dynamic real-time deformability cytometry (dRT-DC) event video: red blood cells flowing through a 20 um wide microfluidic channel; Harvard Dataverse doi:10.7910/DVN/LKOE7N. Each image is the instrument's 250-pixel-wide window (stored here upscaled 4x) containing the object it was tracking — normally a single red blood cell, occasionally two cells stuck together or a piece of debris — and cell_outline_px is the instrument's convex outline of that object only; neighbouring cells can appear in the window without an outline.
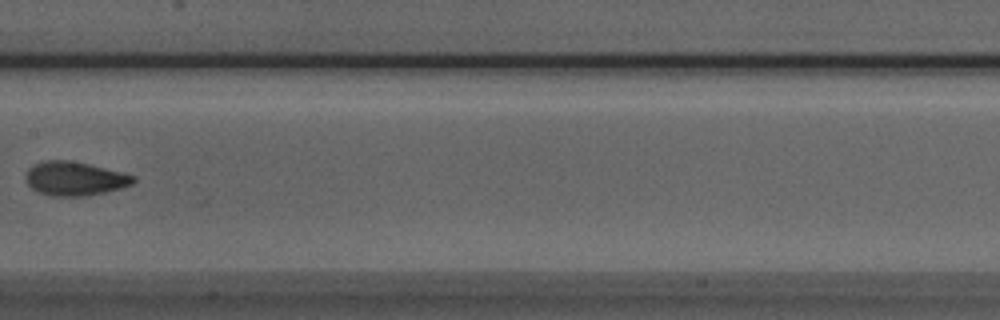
{"species": "Egyptian fruit bat (a non-hibernating species)", "species_latin": "Rousettus aegyptiacus", "temperature_condition": "room temperature", "stored_images_in_passage": 8, "camera_frame_rate_fps": 3000, "um_per_image_px": 0.085, "animal": {"sex": "male"}, "frame": {"image": 1, "passage_image": 7, "time_ms": 2.0, "image_size_px": [1000, 320], "cell_outline_px": [[136, 180], [132, 184], [120, 188], [104, 192], [84, 196], [52, 196], [40, 192], [32, 188], [24, 180], [24, 176], [28, 168], [32, 164], [44, 160], [68, 160], [88, 164], [124, 172], [136, 176]], "centroid_in_image_um": [6.33, 15.17], "position_along_channel_um": 201.1, "area_um2": 21.39}}
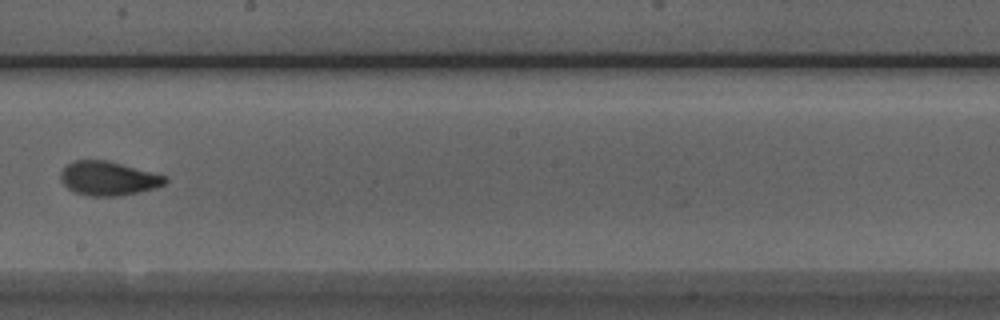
{"frame": {"image": 2, "passage_image": 8, "time_ms": 2.333, "image_size_px": [1000, 320], "cell_outline_px": [[168, 180], [164, 184], [156, 188], [140, 192], [120, 196], [88, 196], [76, 192], [68, 188], [60, 180], [60, 172], [68, 164], [76, 160], [108, 160], [168, 176]], "centroid_in_image_um": [9.24, 15.17], "position_along_channel_um": 239.0, "area_um2": 20.87}}